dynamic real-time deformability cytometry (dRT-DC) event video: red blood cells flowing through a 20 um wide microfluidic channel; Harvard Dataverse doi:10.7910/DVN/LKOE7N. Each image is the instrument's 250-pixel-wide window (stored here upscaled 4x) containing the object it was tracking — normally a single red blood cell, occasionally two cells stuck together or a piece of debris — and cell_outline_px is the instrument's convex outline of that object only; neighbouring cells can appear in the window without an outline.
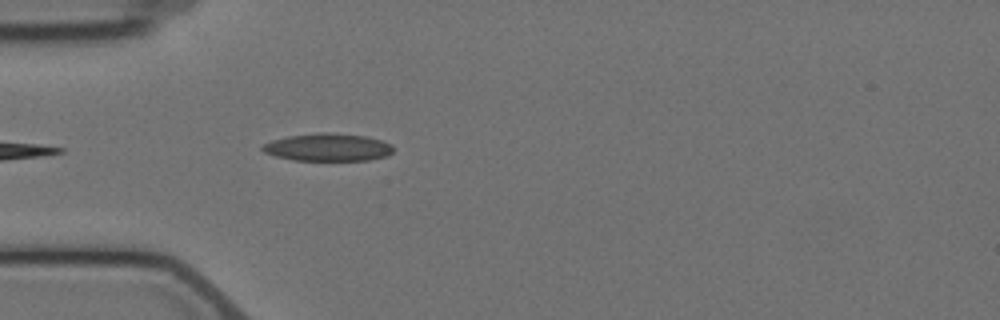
{"species": "Egyptian fruit bat (a non-hibernating species)", "species_latin": "Rousettus aegyptiacus", "temperature_condition": "cold", "stored_images_in_passage": 4, "camera_frame_rate_fps": 3000, "um_per_image_px": 0.085, "animal": {"sex": "female"}, "frame": {"image": 1, "passage_image": 4, "time_ms": 4.333, "image_size_px": [1000, 320], "cell_outline_px": [[392, 152], [388, 156], [368, 160], [292, 160], [276, 156], [264, 152], [260, 148], [264, 144], [272, 140], [288, 136], [320, 132], [328, 132], [364, 136], [380, 140], [392, 144]], "centroid_in_image_um": [27.86, 12.52], "position_along_channel_um": 57.1, "area_um2": 20.98}}